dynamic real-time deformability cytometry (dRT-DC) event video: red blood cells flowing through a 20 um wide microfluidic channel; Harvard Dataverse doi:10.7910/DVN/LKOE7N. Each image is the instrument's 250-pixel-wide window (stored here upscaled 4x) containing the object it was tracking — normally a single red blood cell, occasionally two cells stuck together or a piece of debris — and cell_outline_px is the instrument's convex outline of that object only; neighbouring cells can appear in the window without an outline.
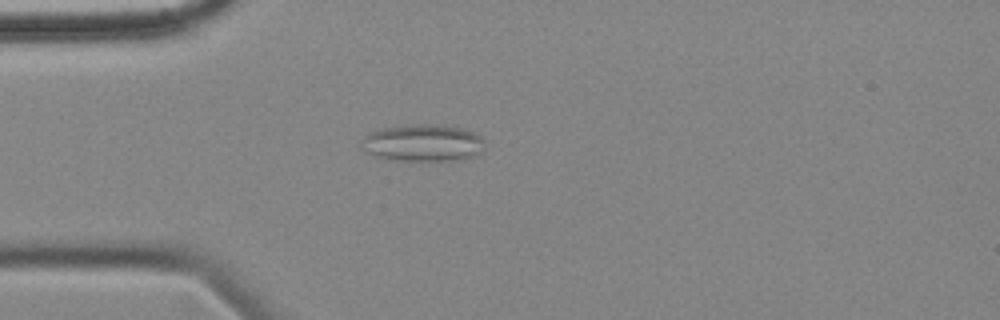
{"species": "common noctule bat (a hibernating species)", "species_latin": "Nyctalus noctula", "temperature_condition": "cold", "stored_images_in_passage": 1, "camera_frame_rate_fps": 3000, "um_per_image_px": 0.085, "animal": {"sex": "female", "body_mass_g": 18.4}, "frame": {"image": 1, "passage_image": 1, "time_ms": 0.0, "image_size_px": [1000, 320], "cell_outline_px": [[484, 140], [480, 152], [476, 156], [460, 160], [396, 160], [376, 156], [364, 152], [360, 148], [360, 144], [364, 136], [368, 132], [384, 128], [408, 124], [424, 124], [464, 128], [480, 136]], "centroid_in_image_um": [35.9, 12.15], "position_along_channel_um": 49.1, "area_um2": 26.65}}